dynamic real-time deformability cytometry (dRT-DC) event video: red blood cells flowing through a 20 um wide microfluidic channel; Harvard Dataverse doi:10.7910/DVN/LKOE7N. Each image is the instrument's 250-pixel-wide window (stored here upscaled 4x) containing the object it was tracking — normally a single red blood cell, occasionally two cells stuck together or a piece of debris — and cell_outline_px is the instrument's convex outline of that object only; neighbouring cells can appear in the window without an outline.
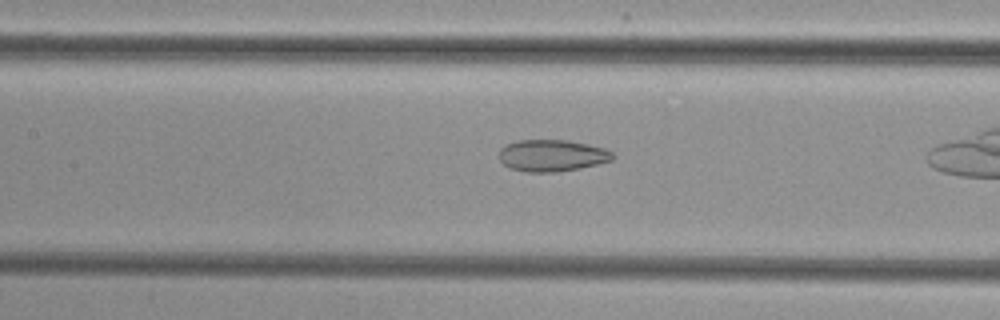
{"species": "common noctule bat (a hibernating species)", "species_latin": "Nyctalus noctula", "temperature_condition": "cold", "stored_images_in_passage": 30, "camera_frame_rate_fps": 3000, "um_per_image_px": 0.085, "animal": {"sex": "female", "body_mass_g": 29.2, "forearm_length_mm": 56.3}, "frame": {"image": 1, "passage_image": 13, "time_ms": 4.0, "image_size_px": [1000, 320], "cell_outline_px": [[616, 156], [612, 160], [580, 168], [556, 172], [528, 172], [508, 168], [500, 160], [500, 148], [504, 144], [516, 140], [568, 140], [588, 144], [604, 148], [612, 152]], "centroid_in_image_um": [46.9, 13.21], "position_along_channel_um": 160.5, "area_um2": 21.15}}
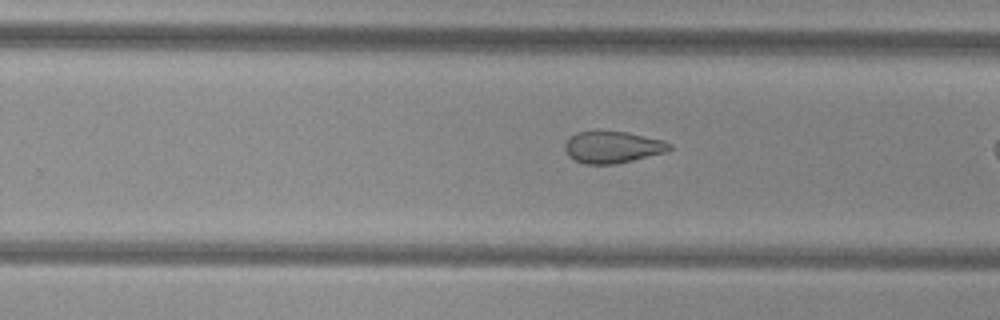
{"frame": {"image": 2, "passage_image": 22, "time_ms": 7.0, "image_size_px": [1000, 320], "cell_outline_px": [[672, 148], [664, 152], [616, 164], [584, 164], [568, 156], [564, 148], [564, 144], [576, 132], [628, 132], [664, 140], [672, 144]], "centroid_in_image_um": [52.07, 12.51], "position_along_channel_um": 277.7, "area_um2": 19.13}}